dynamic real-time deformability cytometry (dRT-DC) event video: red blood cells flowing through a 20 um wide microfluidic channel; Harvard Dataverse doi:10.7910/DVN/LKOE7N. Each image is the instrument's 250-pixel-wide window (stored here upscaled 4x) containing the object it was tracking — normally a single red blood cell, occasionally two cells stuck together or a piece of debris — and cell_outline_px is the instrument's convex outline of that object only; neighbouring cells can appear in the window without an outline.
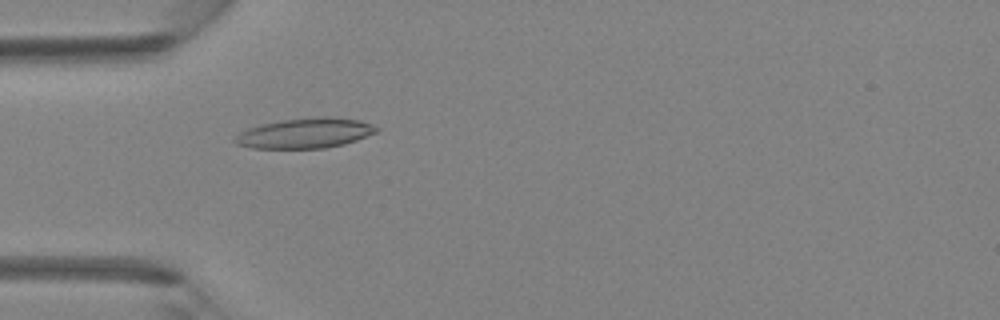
{"species": "Egyptian fruit bat (a non-hibernating species)", "species_latin": "Rousettus aegyptiacus", "temperature_condition": "room temperature", "stored_images_in_passage": 30, "camera_frame_rate_fps": 3000, "um_per_image_px": 0.085, "animal": {"sex": "female"}, "frame": {"image": 1, "passage_image": 1, "time_ms": 0.0, "image_size_px": [1000, 320], "cell_outline_px": [[380, 128], [376, 132], [356, 140], [344, 144], [324, 148], [252, 148], [236, 144], [232, 140], [240, 132], [248, 128], [260, 124], [284, 120], [324, 116], [360, 120], [372, 124]], "centroid_in_image_um": [25.93, 11.32], "position_along_channel_um": 59.1, "area_um2": 24.68}}
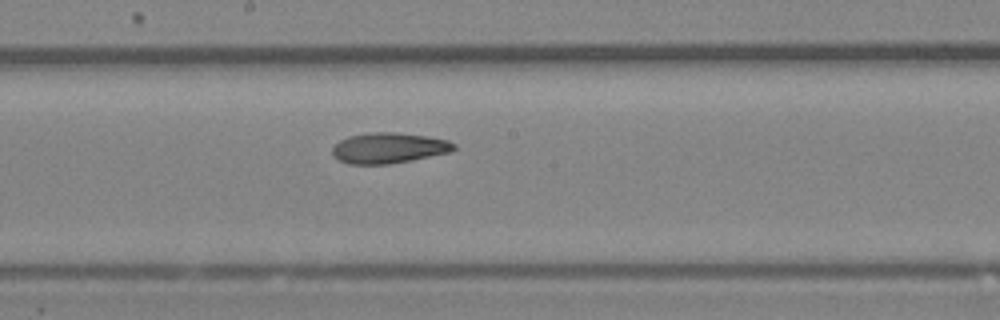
{"frame": {"image": 2, "passage_image": 11, "time_ms": 3.333, "image_size_px": [1000, 320], "cell_outline_px": [[456, 148], [452, 152], [412, 160], [388, 164], [348, 164], [336, 160], [332, 156], [332, 148], [340, 140], [348, 136], [372, 132], [396, 132], [428, 136], [448, 140], [456, 144]], "centroid_in_image_um": [33.04, 12.58], "position_along_channel_um": 215.2, "area_um2": 21.96}}
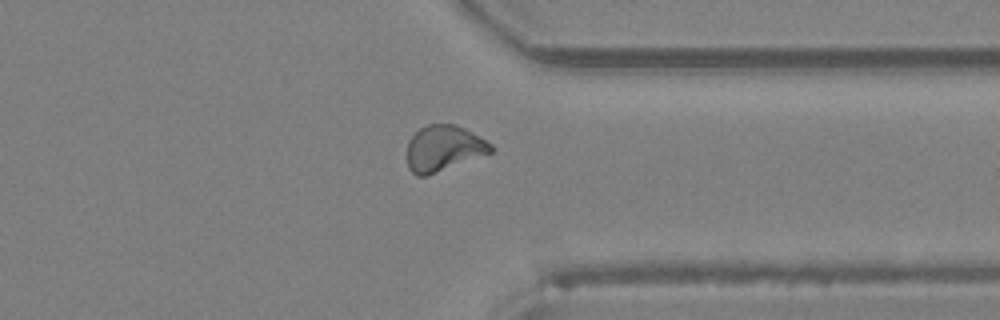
{"frame": {"image": 3, "passage_image": 21, "time_ms": 6.667, "image_size_px": [1000, 320], "cell_outline_px": [[492, 152], [424, 176], [416, 176], [408, 168], [408, 140], [420, 128], [428, 124], [456, 124], [464, 128], [492, 144]], "centroid_in_image_um": [37.68, 12.59], "position_along_channel_um": 373.7, "area_um2": 21.91}}